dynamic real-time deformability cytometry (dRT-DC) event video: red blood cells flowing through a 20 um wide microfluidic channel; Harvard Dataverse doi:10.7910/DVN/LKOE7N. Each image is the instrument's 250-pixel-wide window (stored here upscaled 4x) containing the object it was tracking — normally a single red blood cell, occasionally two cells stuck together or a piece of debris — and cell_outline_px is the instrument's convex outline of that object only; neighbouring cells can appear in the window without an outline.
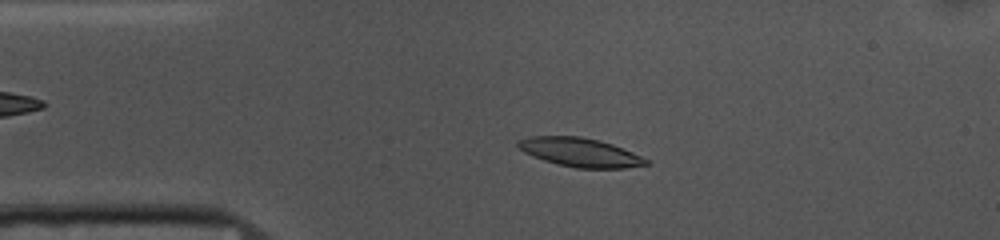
{"species": "common noctule bat (a hibernating species)", "species_latin": "Nyctalus noctula", "temperature_condition": "cold", "stored_images_in_passage": 52, "camera_frame_rate_fps": 3000, "um_per_image_px": 0.085, "animal": {"sex": "female", "body_mass_g": 10.0, "forearm_length_mm": 53.1}, "frame": {"image": 1, "passage_image": 9, "time_ms": 2.667, "image_size_px": [1000, 240], "cell_outline_px": [[652, 164], [624, 168], [576, 168], [544, 160], [532, 156], [524, 152], [516, 144], [516, 140], [528, 136], [580, 136], [600, 140], [612, 144], [632, 152], [648, 160]], "centroid_in_image_um": [49.29, 12.94], "position_along_channel_um": 35.7, "area_um2": 21.5}}
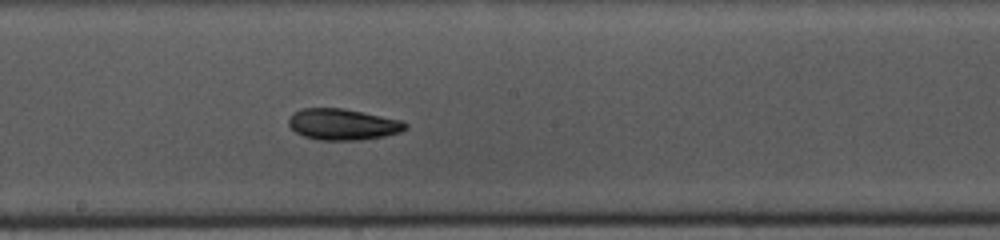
{"frame": {"image": 2, "passage_image": 26, "time_ms": 8.333, "image_size_px": [1000, 240], "cell_outline_px": [[408, 128], [400, 132], [384, 136], [360, 140], [320, 140], [304, 136], [296, 132], [288, 124], [288, 116], [292, 112], [300, 108], [344, 108], [404, 120], [408, 124]], "centroid_in_image_um": [29.15, 10.55], "position_along_channel_um": 219.1, "area_um2": 21.56}}
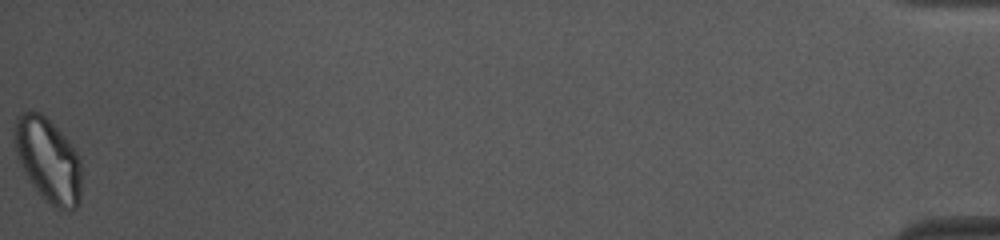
{"frame": {"image": 3, "passage_image": 52, "time_ms": 17.0, "image_size_px": [1000, 240], "cell_outline_px": [[80, 204], [72, 212], [64, 212], [52, 208], [40, 196], [24, 172], [20, 164], [12, 144], [12, 132], [16, 116], [20, 112], [40, 112], [68, 140], [80, 156]], "centroid_in_image_um": [4.06, 13.66], "position_along_channel_um": 431.1, "area_um2": 33.64}}